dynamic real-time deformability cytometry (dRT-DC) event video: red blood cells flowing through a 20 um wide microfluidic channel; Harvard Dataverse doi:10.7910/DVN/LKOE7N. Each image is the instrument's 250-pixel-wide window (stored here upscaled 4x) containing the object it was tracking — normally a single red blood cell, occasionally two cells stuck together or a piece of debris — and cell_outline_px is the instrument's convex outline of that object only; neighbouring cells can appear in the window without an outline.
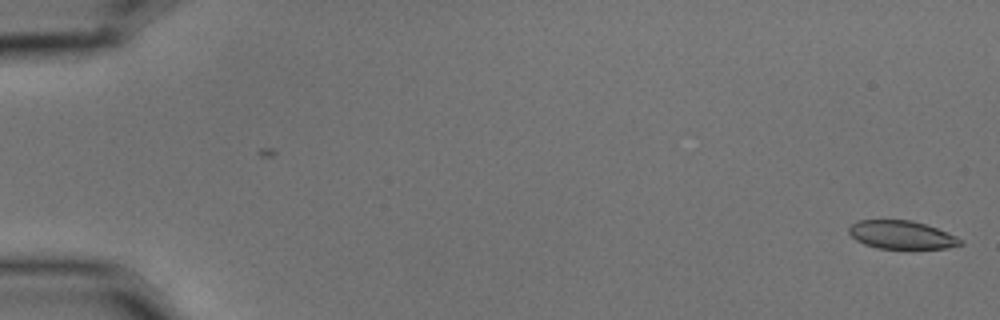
{"species": "common noctule bat (a hibernating species)", "species_latin": "Nyctalus noctula", "temperature_condition": "cold", "stored_images_in_passage": 2, "camera_frame_rate_fps": 3000, "um_per_image_px": 0.085, "animal": {"sex": "male", "body_mass_g": 15.6}, "frame": {"image": 1, "passage_image": 2, "time_ms": 0.333, "image_size_px": [1000, 320], "cell_outline_px": [[964, 244], [944, 248], [876, 248], [864, 244], [856, 240], [848, 232], [848, 228], [856, 220], [912, 220], [936, 228], [956, 236], [964, 240]], "centroid_in_image_um": [76.62, 19.96], "position_along_channel_um": 8.4, "area_um2": 18.26}}